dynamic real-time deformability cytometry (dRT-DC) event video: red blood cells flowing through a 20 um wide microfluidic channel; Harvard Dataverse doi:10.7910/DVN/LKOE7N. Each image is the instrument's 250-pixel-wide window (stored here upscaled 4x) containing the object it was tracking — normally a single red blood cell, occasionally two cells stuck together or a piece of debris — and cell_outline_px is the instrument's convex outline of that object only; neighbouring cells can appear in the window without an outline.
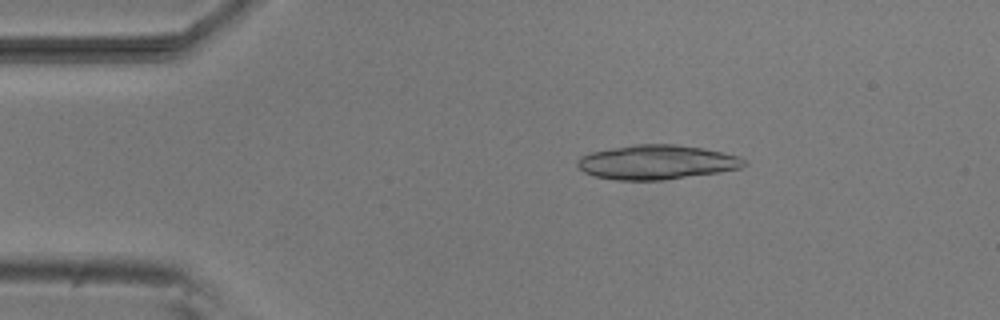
{"species": "common noctule bat (a hibernating species)", "species_latin": "Nyctalus noctula", "temperature_condition": "room temperature", "stored_images_in_passage": 32, "camera_frame_rate_fps": 3000, "um_per_image_px": 0.085, "animal": {"sex": "male", "body_mass_g": 20.5, "forearm_length_mm": 52.5}, "frame": {"image": 1, "passage_image": 9, "time_ms": 2.667, "image_size_px": [1000, 320], "cell_outline_px": [[748, 164], [740, 168], [720, 172], [664, 180], [616, 180], [596, 176], [584, 172], [576, 164], [580, 156], [592, 152], [612, 148], [636, 144], [676, 144], [704, 148], [740, 156]], "centroid_in_image_um": [55.85, 13.78], "position_along_channel_um": 29.1, "area_um2": 33.41}}